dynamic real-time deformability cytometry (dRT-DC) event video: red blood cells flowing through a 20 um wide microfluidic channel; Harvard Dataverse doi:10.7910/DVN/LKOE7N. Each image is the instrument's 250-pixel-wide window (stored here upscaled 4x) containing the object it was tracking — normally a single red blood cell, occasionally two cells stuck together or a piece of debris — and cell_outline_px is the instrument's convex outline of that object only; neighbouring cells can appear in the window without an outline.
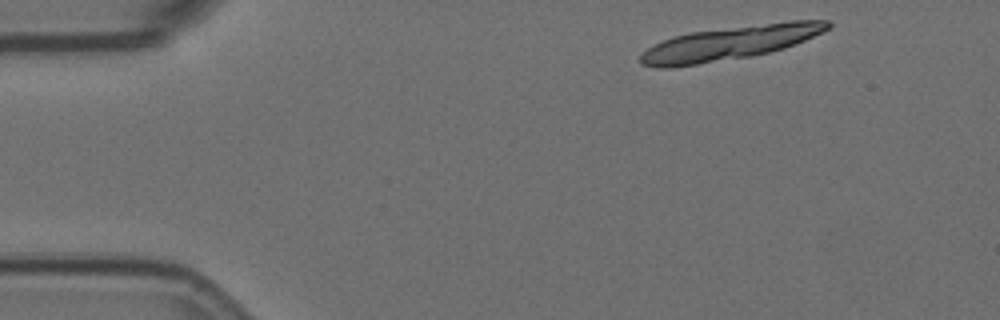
{"species": "Egyptian fruit bat (a non-hibernating species)", "species_latin": "Rousettus aegyptiacus", "temperature_condition": "room temperature", "stored_images_in_passage": 5, "camera_frame_rate_fps": 3000, "um_per_image_px": 0.085, "animal": {"sex": "female"}, "frame": {"image": 1, "passage_image": 1, "time_ms": 0.0, "image_size_px": [1000, 320], "cell_outline_px": [[832, 24], [828, 28], [804, 40], [784, 48], [752, 56], [672, 68], [660, 68], [640, 64], [640, 56], [648, 48], [664, 40], [676, 36], [692, 32], [788, 20], [828, 20]], "centroid_in_image_um": [62.03, 3.65], "position_along_channel_um": 23.0, "area_um2": 36.53}}